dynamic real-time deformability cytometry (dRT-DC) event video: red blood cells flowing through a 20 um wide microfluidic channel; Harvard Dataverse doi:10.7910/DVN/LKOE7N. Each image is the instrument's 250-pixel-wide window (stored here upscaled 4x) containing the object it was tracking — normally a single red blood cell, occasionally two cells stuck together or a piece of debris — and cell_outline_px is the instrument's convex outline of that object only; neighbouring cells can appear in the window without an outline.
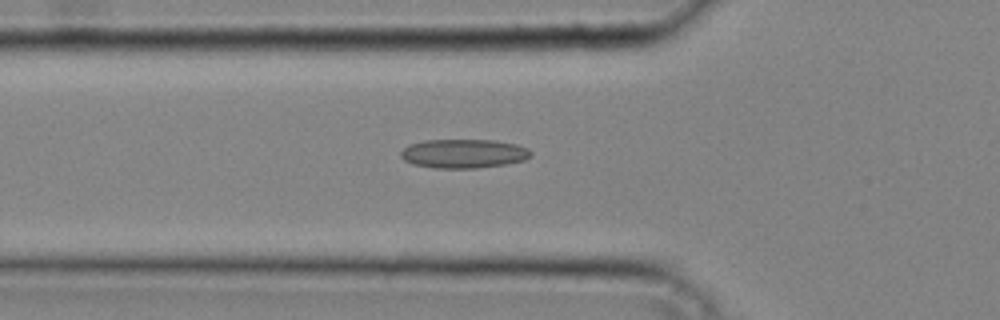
{"species": "common noctule bat (a hibernating species)", "species_latin": "Nyctalus noctula", "temperature_condition": "cold", "stored_images_in_passage": 35, "camera_frame_rate_fps": 3000, "um_per_image_px": 0.085, "animal": {"sex": "male", "body_mass_g": 20.4}, "frame": {"image": 1, "passage_image": 10, "time_ms": 3.0, "image_size_px": [1000, 320], "cell_outline_px": [[532, 156], [524, 160], [504, 164], [476, 168], [436, 168], [412, 164], [404, 160], [400, 156], [400, 152], [408, 144], [424, 140], [492, 140], [516, 144], [528, 148], [532, 152]], "centroid_in_image_um": [39.39, 13.05], "position_along_channel_um": 86.4, "area_um2": 22.02}}
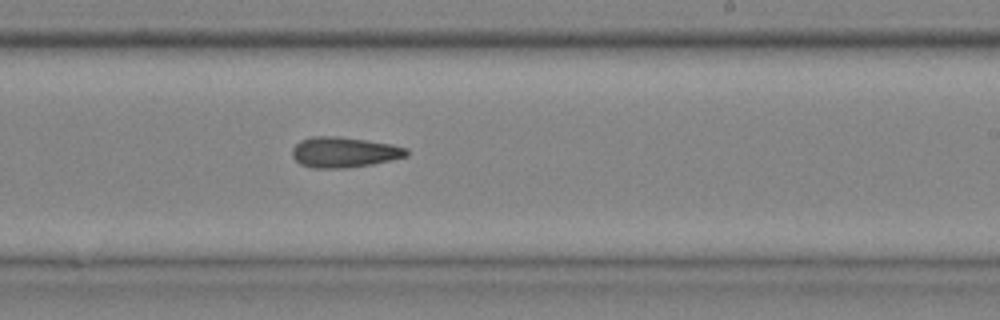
{"frame": {"image": 2, "passage_image": 21, "time_ms": 6.667, "image_size_px": [1000, 320], "cell_outline_px": [[408, 156], [372, 164], [344, 168], [312, 168], [300, 164], [292, 156], [292, 148], [300, 140], [312, 136], [340, 136], [392, 144], [408, 148]], "centroid_in_image_um": [29.24, 12.93], "position_along_channel_um": 259.8, "area_um2": 20.4}}
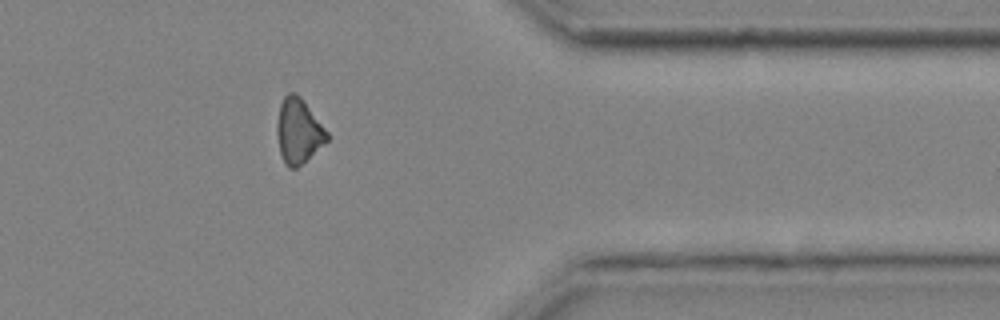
{"frame": {"image": 3, "passage_image": 30, "time_ms": 9.667, "image_size_px": [1000, 320], "cell_outline_px": [[328, 140], [296, 168], [288, 168], [284, 164], [280, 152], [276, 132], [276, 124], [280, 104], [284, 96], [288, 92], [296, 92], [304, 100], [328, 132]], "centroid_in_image_um": [25.34, 11.11], "position_along_channel_um": 386.1, "area_um2": 18.9}}